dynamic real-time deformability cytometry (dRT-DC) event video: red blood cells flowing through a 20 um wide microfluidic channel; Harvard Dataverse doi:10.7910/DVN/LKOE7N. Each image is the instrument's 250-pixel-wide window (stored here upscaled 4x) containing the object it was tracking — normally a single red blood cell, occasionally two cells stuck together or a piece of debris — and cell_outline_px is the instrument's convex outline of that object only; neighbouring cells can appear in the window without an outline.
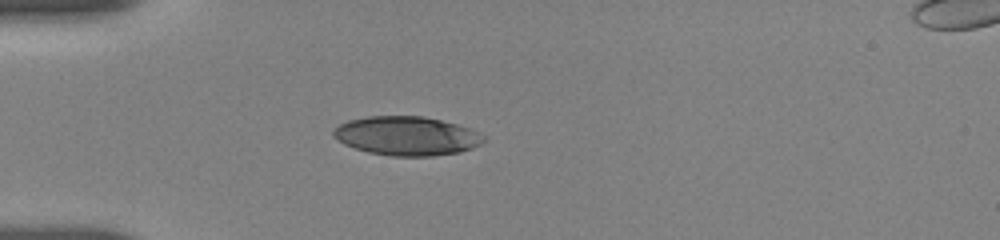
{"species": "human", "species_latin": "Homo sapiens", "temperature_condition": "room temperature", "stored_images_in_passage": 5, "camera_frame_rate_fps": 3000, "um_per_image_px": 0.085, "donor": {"sex": "female"}, "frame": {"image": 1, "passage_image": 5, "time_ms": 2.667, "image_size_px": [1000, 240], "cell_outline_px": [[488, 140], [472, 148], [460, 152], [432, 156], [392, 156], [368, 152], [344, 144], [332, 136], [332, 132], [340, 124], [348, 120], [368, 116], [424, 116], [456, 124], [480, 132], [488, 136]], "centroid_in_image_um": [34.61, 11.55], "position_along_channel_um": 50.4, "area_um2": 34.28}}